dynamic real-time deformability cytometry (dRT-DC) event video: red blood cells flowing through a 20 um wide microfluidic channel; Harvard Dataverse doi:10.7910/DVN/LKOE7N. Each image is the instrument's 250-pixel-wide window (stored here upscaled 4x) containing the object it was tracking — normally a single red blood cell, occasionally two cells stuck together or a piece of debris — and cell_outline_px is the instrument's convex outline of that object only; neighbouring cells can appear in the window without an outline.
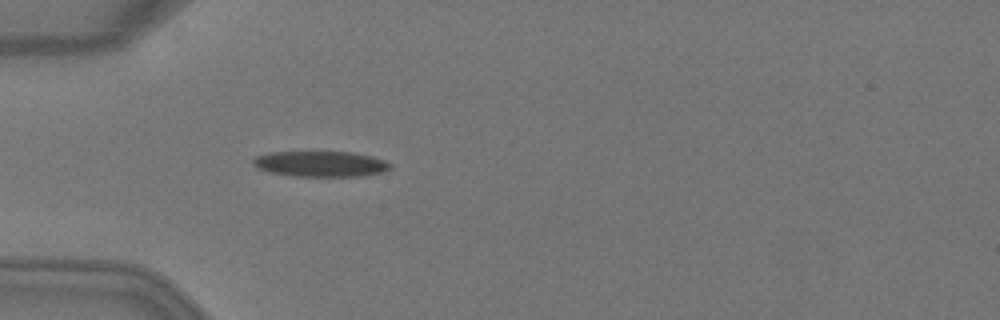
{"species": "Egyptian fruit bat (a non-hibernating species)", "species_latin": "Rousettus aegyptiacus", "temperature_condition": "warm", "stored_images_in_passage": 4, "camera_frame_rate_fps": 3000, "um_per_image_px": 0.085, "animal": {"sex": "female"}, "frame": {"image": 1, "passage_image": 4, "time_ms": 1.0, "image_size_px": [1000, 320], "cell_outline_px": [[392, 168], [380, 172], [364, 176], [292, 176], [268, 172], [256, 168], [252, 164], [252, 160], [256, 156], [272, 152], [352, 152], [372, 156], [384, 160], [392, 164]], "centroid_in_image_um": [27.23, 13.93], "position_along_channel_um": 57.8, "area_um2": 20.58}}